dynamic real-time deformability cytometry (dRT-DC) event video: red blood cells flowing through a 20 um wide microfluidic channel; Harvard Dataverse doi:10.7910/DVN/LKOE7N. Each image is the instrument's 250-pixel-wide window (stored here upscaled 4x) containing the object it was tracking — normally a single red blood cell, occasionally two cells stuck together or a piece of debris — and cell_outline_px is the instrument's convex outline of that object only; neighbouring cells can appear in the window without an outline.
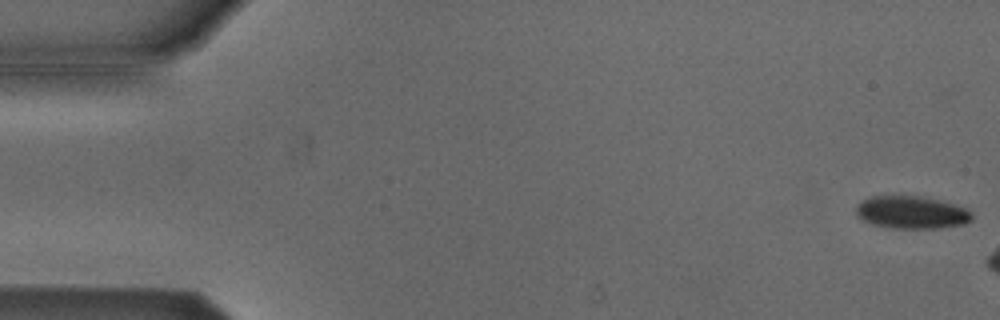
{"species": "Egyptian fruit bat (a non-hibernating species)", "species_latin": "Rousettus aegyptiacus", "temperature_condition": "cold", "stored_images_in_passage": 7, "camera_frame_rate_fps": 3000, "um_per_image_px": 0.085, "animal": {"sex": "male"}, "frame": {"image": 1, "passage_image": 1, "time_ms": 0.0, "image_size_px": [1000, 320], "cell_outline_px": [[972, 220], [964, 224], [940, 228], [896, 228], [872, 224], [856, 216], [856, 204], [872, 196], [920, 196], [968, 208], [972, 212]], "centroid_in_image_um": [77.49, 18.06], "position_along_channel_um": 7.5, "area_um2": 21.91}}